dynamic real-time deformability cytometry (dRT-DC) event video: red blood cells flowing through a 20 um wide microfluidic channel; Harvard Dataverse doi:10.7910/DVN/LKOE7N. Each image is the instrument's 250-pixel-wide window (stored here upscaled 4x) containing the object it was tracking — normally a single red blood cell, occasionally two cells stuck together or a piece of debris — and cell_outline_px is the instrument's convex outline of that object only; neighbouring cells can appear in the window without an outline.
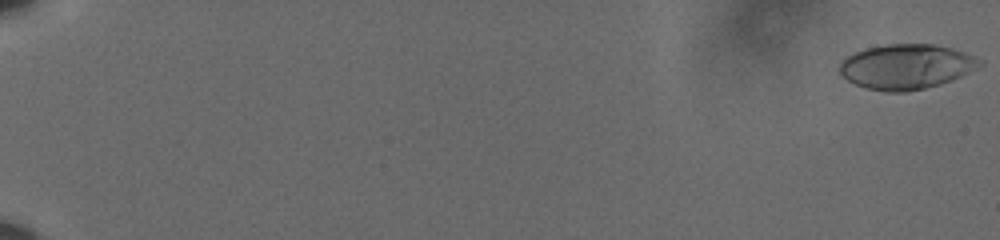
{"species": "human", "species_latin": "Homo sapiens", "temperature_condition": "cold", "stored_images_in_passage": 61, "camera_frame_rate_fps": 3000, "um_per_image_px": 0.085, "donor": {"sex": "male"}, "frame": {"image": 1, "passage_image": 1, "time_ms": 0.0, "image_size_px": [1000, 240], "cell_outline_px": [[984, 64], [952, 80], [940, 84], [908, 92], [884, 92], [868, 88], [856, 84], [848, 80], [840, 72], [840, 64], [848, 56], [856, 52], [868, 48], [884, 44], [932, 44], [952, 48], [976, 56], [984, 60]], "centroid_in_image_um": [77.08, 5.66], "position_along_channel_um": 7.9, "area_um2": 36.53}}
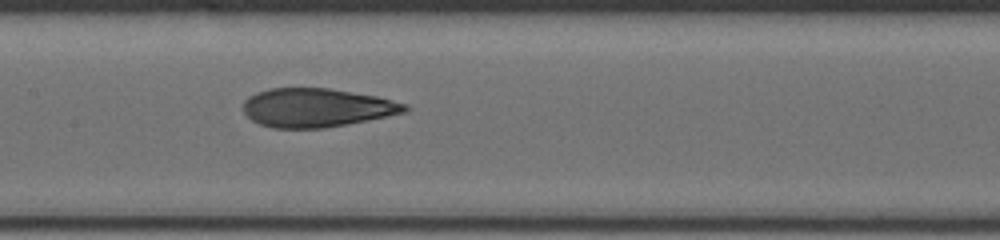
{"frame": {"image": 2, "passage_image": 34, "time_ms": 11.0, "image_size_px": [1000, 240], "cell_outline_px": [[408, 108], [404, 112], [324, 128], [272, 128], [260, 124], [252, 120], [244, 112], [244, 100], [248, 96], [256, 92], [268, 88], [328, 88], [376, 96], [408, 104]], "centroid_in_image_um": [26.85, 9.14], "position_along_channel_um": 180.5, "area_um2": 36.07}}
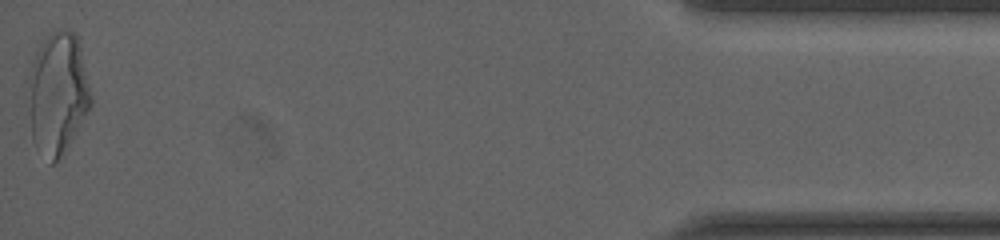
{"frame": {"image": 3, "passage_image": 61, "time_ms": 20.0, "image_size_px": [1000, 240], "cell_outline_px": [[92, 104], [68, 148], [52, 164], [36, 148], [32, 140], [28, 112], [32, 60], [44, 36], [56, 28], [60, 28], [76, 32], [92, 96]], "centroid_in_image_um": [4.91, 7.92], "position_along_channel_um": 430.3, "area_um2": 44.62}, "authors_computed_cell_mechanics": {"area_um2": 36.7608, "velocity_mm_per_s": 3.6072, "shape_relaxation_time_tau1_ms": 7.1588, "shape_relaxation_time_tau2_ms": 1.4786, "deformation_change_tau1": 0.2253, "deformation_change_tau2": 0.0865}}